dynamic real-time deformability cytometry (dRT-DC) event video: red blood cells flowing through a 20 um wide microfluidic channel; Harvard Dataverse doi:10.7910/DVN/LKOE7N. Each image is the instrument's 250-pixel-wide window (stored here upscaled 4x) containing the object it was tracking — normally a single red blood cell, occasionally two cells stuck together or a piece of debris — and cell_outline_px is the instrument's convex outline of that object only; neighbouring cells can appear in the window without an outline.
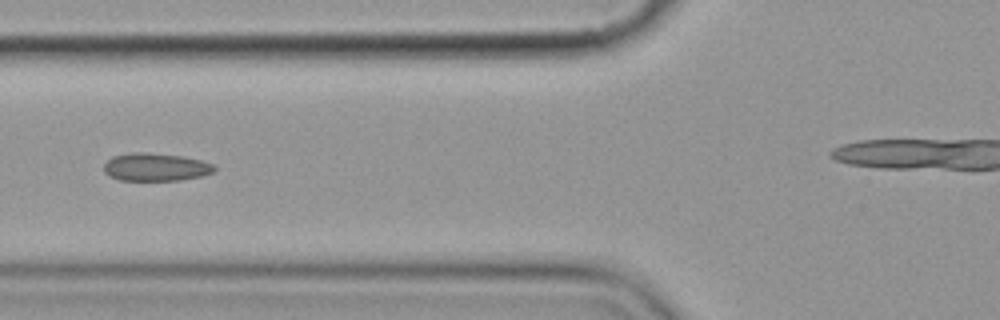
{"species": "common noctule bat (a hibernating species)", "species_latin": "Nyctalus noctula", "temperature_condition": "cold", "stored_images_in_passage": 8, "camera_frame_rate_fps": 3000, "um_per_image_px": 0.085, "animal": {"sex": "female", "body_mass_g": 19.9}, "frame": {"image": 1, "passage_image": 6, "time_ms": 6.667, "image_size_px": [1000, 320], "cell_outline_px": [[216, 168], [212, 172], [200, 176], [180, 180], [120, 180], [108, 176], [104, 172], [104, 164], [112, 156], [132, 152], [144, 152], [180, 156], [200, 160], [212, 164]], "centroid_in_image_um": [13.18, 14.2], "position_along_channel_um": 112.6, "area_um2": 17.8}}
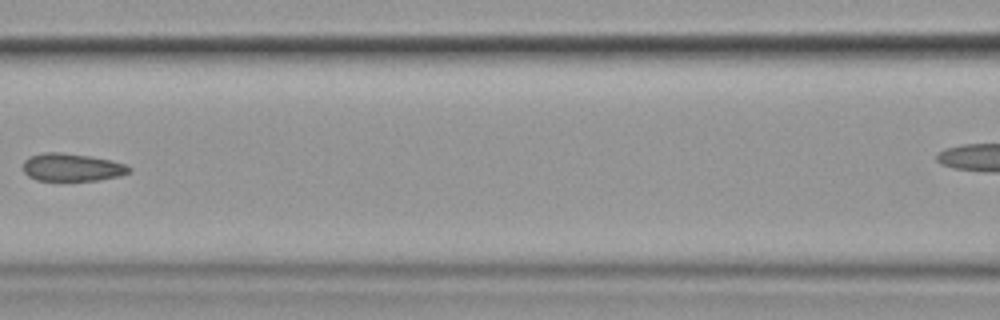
{"frame": {"image": 2, "passage_image": 7, "time_ms": 8.0, "image_size_px": [1000, 320], "cell_outline_px": [[132, 168], [128, 172], [120, 176], [100, 180], [36, 180], [28, 176], [24, 172], [24, 160], [32, 156], [44, 152], [60, 152], [88, 156], [112, 160], [124, 164]], "centroid_in_image_um": [6.12, 14.22], "position_along_channel_um": 160.5, "area_um2": 16.99}}
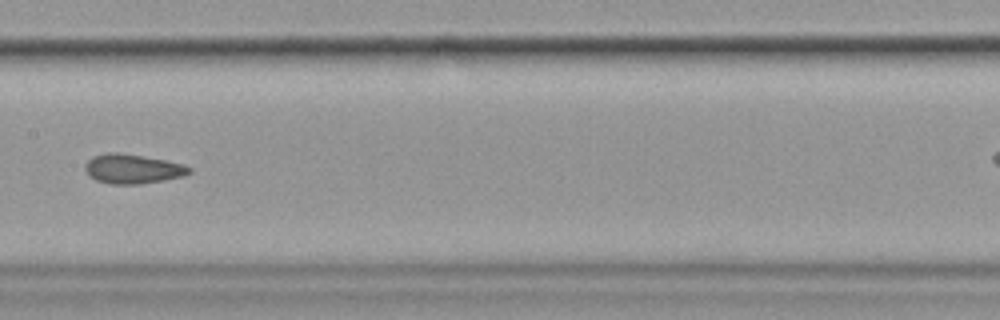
{"frame": {"image": 3, "passage_image": 8, "time_ms": 9.0, "image_size_px": [1000, 320], "cell_outline_px": [[192, 172], [184, 176], [140, 184], [112, 184], [96, 180], [84, 168], [84, 164], [92, 156], [108, 152], [116, 152], [144, 156], [184, 164], [192, 168]], "centroid_in_image_um": [11.29, 14.34], "position_along_channel_um": 196.1, "area_um2": 17.8}}